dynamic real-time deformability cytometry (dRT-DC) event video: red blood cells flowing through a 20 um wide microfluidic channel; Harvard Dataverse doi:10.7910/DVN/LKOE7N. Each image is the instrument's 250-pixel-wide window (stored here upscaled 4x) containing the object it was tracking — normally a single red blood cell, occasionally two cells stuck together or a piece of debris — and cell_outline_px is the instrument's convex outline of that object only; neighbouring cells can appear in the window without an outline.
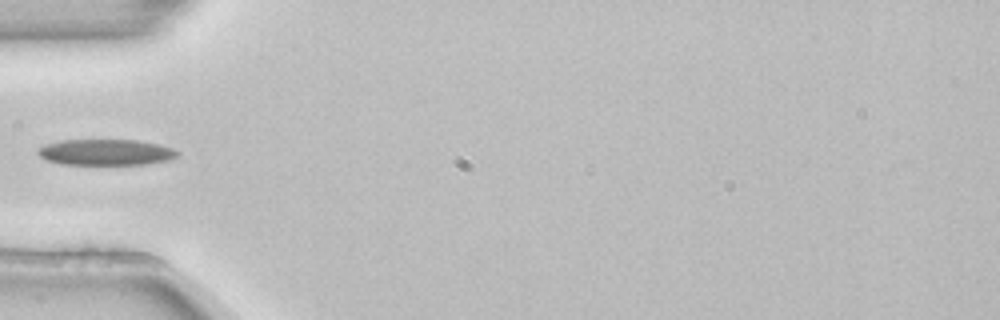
{"species": "common noctule bat (a hibernating species)", "species_latin": "Nyctalus noctula", "temperature_condition": "room temperature", "stored_images_in_passage": 3, "camera_frame_rate_fps": 3000, "um_per_image_px": 0.085, "animal": {"sex": "female", "body_mass_g": 22.7, "forearm_length_mm": 54.2}, "frame": {"image": 1, "passage_image": 3, "time_ms": 0.667, "image_size_px": [1000, 320], "cell_outline_px": [[180, 152], [172, 160], [144, 164], [64, 164], [44, 160], [36, 152], [44, 144], [60, 140], [136, 140], [160, 144], [172, 148]], "centroid_in_image_um": [9.0, 12.94], "position_along_channel_um": 76.0, "area_um2": 21.21}}